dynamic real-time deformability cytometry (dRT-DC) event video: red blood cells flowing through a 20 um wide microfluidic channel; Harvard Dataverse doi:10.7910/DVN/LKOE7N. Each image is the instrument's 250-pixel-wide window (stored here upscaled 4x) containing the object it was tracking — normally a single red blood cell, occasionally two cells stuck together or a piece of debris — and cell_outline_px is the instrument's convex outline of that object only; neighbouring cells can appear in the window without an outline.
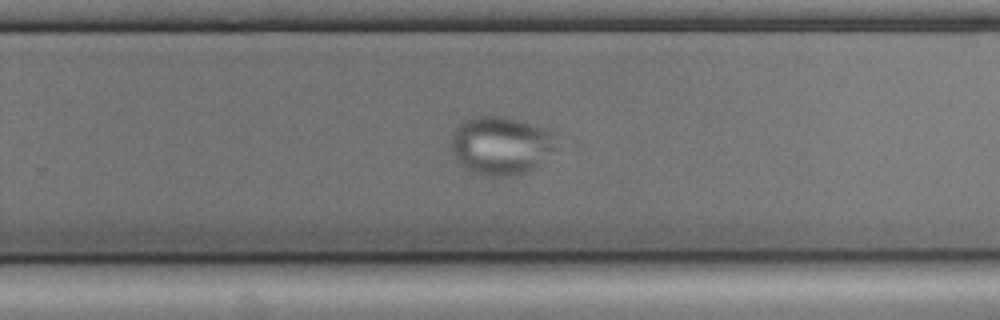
{"species": "common noctule bat (a hibernating species)", "species_latin": "Nyctalus noctula", "temperature_condition": "cold", "stored_images_in_passage": 40, "camera_frame_rate_fps": 3000, "um_per_image_px": 0.085, "animal": {"sex": "male", "body_mass_g": 17.9, "forearm_length_mm": 54.2}, "frame": {"image": 1, "passage_image": 27, "time_ms": 8.667, "image_size_px": [1000, 320], "cell_outline_px": [[556, 148], [528, 172], [508, 176], [484, 176], [472, 172], [464, 168], [452, 152], [452, 132], [464, 120], [472, 116], [504, 116], [536, 124], [556, 132]], "centroid_in_image_um": [42.59, 12.34], "position_along_channel_um": 287.2, "area_um2": 36.01}}